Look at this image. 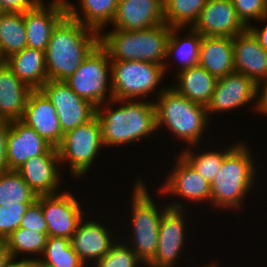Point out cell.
<instances>
[{"mask_svg": "<svg viewBox=\"0 0 267 267\" xmlns=\"http://www.w3.org/2000/svg\"><path fill=\"white\" fill-rule=\"evenodd\" d=\"M6 64V58L3 56L0 49V67Z\"/></svg>", "mask_w": 267, "mask_h": 267, "instance_id": "obj_46", "label": "cell"}, {"mask_svg": "<svg viewBox=\"0 0 267 267\" xmlns=\"http://www.w3.org/2000/svg\"><path fill=\"white\" fill-rule=\"evenodd\" d=\"M65 82L79 97L96 107L111 101V60L107 51L98 44Z\"/></svg>", "mask_w": 267, "mask_h": 267, "instance_id": "obj_7", "label": "cell"}, {"mask_svg": "<svg viewBox=\"0 0 267 267\" xmlns=\"http://www.w3.org/2000/svg\"><path fill=\"white\" fill-rule=\"evenodd\" d=\"M231 144L230 147H227L221 151H202L200 153H194L193 146L187 147L179 154L191 165V167L197 171L205 180L210 184L213 182L215 176L220 170V167L223 163L225 156L237 145Z\"/></svg>", "mask_w": 267, "mask_h": 267, "instance_id": "obj_33", "label": "cell"}, {"mask_svg": "<svg viewBox=\"0 0 267 267\" xmlns=\"http://www.w3.org/2000/svg\"><path fill=\"white\" fill-rule=\"evenodd\" d=\"M66 15L64 0L37 2L31 9L24 12L27 47L45 51L52 30Z\"/></svg>", "mask_w": 267, "mask_h": 267, "instance_id": "obj_16", "label": "cell"}, {"mask_svg": "<svg viewBox=\"0 0 267 267\" xmlns=\"http://www.w3.org/2000/svg\"><path fill=\"white\" fill-rule=\"evenodd\" d=\"M159 90L154 102L156 129L164 125L174 137L188 143L187 147L200 145L211 119L206 106L190 101L170 86Z\"/></svg>", "mask_w": 267, "mask_h": 267, "instance_id": "obj_4", "label": "cell"}, {"mask_svg": "<svg viewBox=\"0 0 267 267\" xmlns=\"http://www.w3.org/2000/svg\"><path fill=\"white\" fill-rule=\"evenodd\" d=\"M19 227L47 234V224L42 211V195L29 206Z\"/></svg>", "mask_w": 267, "mask_h": 267, "instance_id": "obj_38", "label": "cell"}, {"mask_svg": "<svg viewBox=\"0 0 267 267\" xmlns=\"http://www.w3.org/2000/svg\"><path fill=\"white\" fill-rule=\"evenodd\" d=\"M27 47L24 13L0 12V49L3 56L20 52Z\"/></svg>", "mask_w": 267, "mask_h": 267, "instance_id": "obj_29", "label": "cell"}, {"mask_svg": "<svg viewBox=\"0 0 267 267\" xmlns=\"http://www.w3.org/2000/svg\"><path fill=\"white\" fill-rule=\"evenodd\" d=\"M58 149L52 147L46 154L28 159L16 171L37 196L59 193L61 183Z\"/></svg>", "mask_w": 267, "mask_h": 267, "instance_id": "obj_18", "label": "cell"}, {"mask_svg": "<svg viewBox=\"0 0 267 267\" xmlns=\"http://www.w3.org/2000/svg\"><path fill=\"white\" fill-rule=\"evenodd\" d=\"M247 29L253 34L257 39L258 43L267 51V24L263 28L255 27L249 25Z\"/></svg>", "mask_w": 267, "mask_h": 267, "instance_id": "obj_42", "label": "cell"}, {"mask_svg": "<svg viewBox=\"0 0 267 267\" xmlns=\"http://www.w3.org/2000/svg\"><path fill=\"white\" fill-rule=\"evenodd\" d=\"M171 27L166 23L144 29L124 31L112 29L99 34V44L107 51L111 61L138 60L169 68L166 62L167 42Z\"/></svg>", "mask_w": 267, "mask_h": 267, "instance_id": "obj_5", "label": "cell"}, {"mask_svg": "<svg viewBox=\"0 0 267 267\" xmlns=\"http://www.w3.org/2000/svg\"><path fill=\"white\" fill-rule=\"evenodd\" d=\"M233 60L234 71L257 85L267 82V51L248 29L233 37Z\"/></svg>", "mask_w": 267, "mask_h": 267, "instance_id": "obj_21", "label": "cell"}, {"mask_svg": "<svg viewBox=\"0 0 267 267\" xmlns=\"http://www.w3.org/2000/svg\"><path fill=\"white\" fill-rule=\"evenodd\" d=\"M33 203H20V205L0 206V242L5 239L20 226L24 214Z\"/></svg>", "mask_w": 267, "mask_h": 267, "instance_id": "obj_36", "label": "cell"}, {"mask_svg": "<svg viewBox=\"0 0 267 267\" xmlns=\"http://www.w3.org/2000/svg\"><path fill=\"white\" fill-rule=\"evenodd\" d=\"M4 267H33V261L28 257H23L21 260L11 258Z\"/></svg>", "mask_w": 267, "mask_h": 267, "instance_id": "obj_43", "label": "cell"}, {"mask_svg": "<svg viewBox=\"0 0 267 267\" xmlns=\"http://www.w3.org/2000/svg\"><path fill=\"white\" fill-rule=\"evenodd\" d=\"M238 17L248 27L253 20L267 22V0H231Z\"/></svg>", "mask_w": 267, "mask_h": 267, "instance_id": "obj_37", "label": "cell"}, {"mask_svg": "<svg viewBox=\"0 0 267 267\" xmlns=\"http://www.w3.org/2000/svg\"><path fill=\"white\" fill-rule=\"evenodd\" d=\"M32 91L7 64L0 67V115L7 122L21 120Z\"/></svg>", "mask_w": 267, "mask_h": 267, "instance_id": "obj_23", "label": "cell"}, {"mask_svg": "<svg viewBox=\"0 0 267 267\" xmlns=\"http://www.w3.org/2000/svg\"><path fill=\"white\" fill-rule=\"evenodd\" d=\"M81 206L76 196L69 191L42 195V211L48 236L70 239L80 222L85 219Z\"/></svg>", "mask_w": 267, "mask_h": 267, "instance_id": "obj_13", "label": "cell"}, {"mask_svg": "<svg viewBox=\"0 0 267 267\" xmlns=\"http://www.w3.org/2000/svg\"><path fill=\"white\" fill-rule=\"evenodd\" d=\"M165 23L163 0H118L113 28L144 30Z\"/></svg>", "mask_w": 267, "mask_h": 267, "instance_id": "obj_19", "label": "cell"}, {"mask_svg": "<svg viewBox=\"0 0 267 267\" xmlns=\"http://www.w3.org/2000/svg\"><path fill=\"white\" fill-rule=\"evenodd\" d=\"M47 238L48 234L19 227L5 239L4 243L12 258H18L21 253L28 256L34 254L35 257L38 255L37 258H33L32 255V261H35L41 257Z\"/></svg>", "mask_w": 267, "mask_h": 267, "instance_id": "obj_32", "label": "cell"}, {"mask_svg": "<svg viewBox=\"0 0 267 267\" xmlns=\"http://www.w3.org/2000/svg\"><path fill=\"white\" fill-rule=\"evenodd\" d=\"M38 196L16 170L0 174V206L34 203Z\"/></svg>", "mask_w": 267, "mask_h": 267, "instance_id": "obj_30", "label": "cell"}, {"mask_svg": "<svg viewBox=\"0 0 267 267\" xmlns=\"http://www.w3.org/2000/svg\"><path fill=\"white\" fill-rule=\"evenodd\" d=\"M11 128V121L0 128V174L9 171L7 163V138Z\"/></svg>", "mask_w": 267, "mask_h": 267, "instance_id": "obj_40", "label": "cell"}, {"mask_svg": "<svg viewBox=\"0 0 267 267\" xmlns=\"http://www.w3.org/2000/svg\"><path fill=\"white\" fill-rule=\"evenodd\" d=\"M116 103L121 105L113 109ZM96 116L101 126L104 147L138 142L157 131L155 105L151 101L112 99L97 107Z\"/></svg>", "mask_w": 267, "mask_h": 267, "instance_id": "obj_1", "label": "cell"}, {"mask_svg": "<svg viewBox=\"0 0 267 267\" xmlns=\"http://www.w3.org/2000/svg\"><path fill=\"white\" fill-rule=\"evenodd\" d=\"M258 97V107L256 111L267 116V82L258 85Z\"/></svg>", "mask_w": 267, "mask_h": 267, "instance_id": "obj_41", "label": "cell"}, {"mask_svg": "<svg viewBox=\"0 0 267 267\" xmlns=\"http://www.w3.org/2000/svg\"><path fill=\"white\" fill-rule=\"evenodd\" d=\"M143 178L136 179L133 194L130 195L132 230L129 247L137 254V257L147 265L155 256L158 246V230L162 214L169 208L164 205L158 207L150 197V191L146 188ZM160 208V209H159ZM132 243V244H131Z\"/></svg>", "mask_w": 267, "mask_h": 267, "instance_id": "obj_6", "label": "cell"}, {"mask_svg": "<svg viewBox=\"0 0 267 267\" xmlns=\"http://www.w3.org/2000/svg\"><path fill=\"white\" fill-rule=\"evenodd\" d=\"M33 267H50V266L40 263L38 260H35L33 261Z\"/></svg>", "mask_w": 267, "mask_h": 267, "instance_id": "obj_45", "label": "cell"}, {"mask_svg": "<svg viewBox=\"0 0 267 267\" xmlns=\"http://www.w3.org/2000/svg\"><path fill=\"white\" fill-rule=\"evenodd\" d=\"M64 3L66 15L101 34L103 28L112 23L118 0H79L81 13L72 2L64 0Z\"/></svg>", "mask_w": 267, "mask_h": 267, "instance_id": "obj_27", "label": "cell"}, {"mask_svg": "<svg viewBox=\"0 0 267 267\" xmlns=\"http://www.w3.org/2000/svg\"><path fill=\"white\" fill-rule=\"evenodd\" d=\"M102 147L104 144L101 126L95 116L89 122L64 134L61 144L57 147L60 164L69 163L70 175L82 179L92 164L94 165Z\"/></svg>", "mask_w": 267, "mask_h": 267, "instance_id": "obj_9", "label": "cell"}, {"mask_svg": "<svg viewBox=\"0 0 267 267\" xmlns=\"http://www.w3.org/2000/svg\"><path fill=\"white\" fill-rule=\"evenodd\" d=\"M117 240L114 243L109 252L97 260L93 267H142L145 265L138 257L137 254L127 244ZM140 265V266H139Z\"/></svg>", "mask_w": 267, "mask_h": 267, "instance_id": "obj_35", "label": "cell"}, {"mask_svg": "<svg viewBox=\"0 0 267 267\" xmlns=\"http://www.w3.org/2000/svg\"><path fill=\"white\" fill-rule=\"evenodd\" d=\"M201 267H220V266L217 264V262L216 263L212 262L210 264H206V266H201Z\"/></svg>", "mask_w": 267, "mask_h": 267, "instance_id": "obj_48", "label": "cell"}, {"mask_svg": "<svg viewBox=\"0 0 267 267\" xmlns=\"http://www.w3.org/2000/svg\"><path fill=\"white\" fill-rule=\"evenodd\" d=\"M39 90L55 107L63 134L96 116L97 107L79 97L65 80H47Z\"/></svg>", "mask_w": 267, "mask_h": 267, "instance_id": "obj_11", "label": "cell"}, {"mask_svg": "<svg viewBox=\"0 0 267 267\" xmlns=\"http://www.w3.org/2000/svg\"><path fill=\"white\" fill-rule=\"evenodd\" d=\"M37 3L36 0H0V12L24 13Z\"/></svg>", "mask_w": 267, "mask_h": 267, "instance_id": "obj_39", "label": "cell"}, {"mask_svg": "<svg viewBox=\"0 0 267 267\" xmlns=\"http://www.w3.org/2000/svg\"><path fill=\"white\" fill-rule=\"evenodd\" d=\"M38 261L50 267H87L70 245V239L47 238L44 251Z\"/></svg>", "mask_w": 267, "mask_h": 267, "instance_id": "obj_34", "label": "cell"}, {"mask_svg": "<svg viewBox=\"0 0 267 267\" xmlns=\"http://www.w3.org/2000/svg\"><path fill=\"white\" fill-rule=\"evenodd\" d=\"M176 75L178 82L172 88L194 103L208 104L218 78L199 65L182 69Z\"/></svg>", "mask_w": 267, "mask_h": 267, "instance_id": "obj_26", "label": "cell"}, {"mask_svg": "<svg viewBox=\"0 0 267 267\" xmlns=\"http://www.w3.org/2000/svg\"><path fill=\"white\" fill-rule=\"evenodd\" d=\"M245 142L225 156L219 172L211 183V206L219 210L237 209L249 194L257 179V164Z\"/></svg>", "mask_w": 267, "mask_h": 267, "instance_id": "obj_3", "label": "cell"}, {"mask_svg": "<svg viewBox=\"0 0 267 267\" xmlns=\"http://www.w3.org/2000/svg\"><path fill=\"white\" fill-rule=\"evenodd\" d=\"M91 216L83 219L70 238V245L86 266L94 264L105 256L118 237L104 224L92 220ZM116 238V239H115ZM91 262V264H90Z\"/></svg>", "mask_w": 267, "mask_h": 267, "instance_id": "obj_17", "label": "cell"}, {"mask_svg": "<svg viewBox=\"0 0 267 267\" xmlns=\"http://www.w3.org/2000/svg\"><path fill=\"white\" fill-rule=\"evenodd\" d=\"M184 28H171V32L167 42L166 59L168 60L174 55L178 57L180 62L177 71L185 68L198 65L199 62V48L202 39V35L195 31L192 27L186 29L188 33L184 37H179V30L183 31ZM184 38V39H183Z\"/></svg>", "mask_w": 267, "mask_h": 267, "instance_id": "obj_28", "label": "cell"}, {"mask_svg": "<svg viewBox=\"0 0 267 267\" xmlns=\"http://www.w3.org/2000/svg\"><path fill=\"white\" fill-rule=\"evenodd\" d=\"M169 208L162 214L158 230V246L153 259L147 267H174L184 251L186 240L185 205L182 202H170ZM184 210V211H183ZM183 249V250H182Z\"/></svg>", "mask_w": 267, "mask_h": 267, "instance_id": "obj_10", "label": "cell"}, {"mask_svg": "<svg viewBox=\"0 0 267 267\" xmlns=\"http://www.w3.org/2000/svg\"><path fill=\"white\" fill-rule=\"evenodd\" d=\"M6 64L32 90H39L48 80L45 51L25 47L9 56Z\"/></svg>", "mask_w": 267, "mask_h": 267, "instance_id": "obj_25", "label": "cell"}, {"mask_svg": "<svg viewBox=\"0 0 267 267\" xmlns=\"http://www.w3.org/2000/svg\"><path fill=\"white\" fill-rule=\"evenodd\" d=\"M165 75L164 66L160 64L138 60L111 61L113 99L146 100Z\"/></svg>", "mask_w": 267, "mask_h": 267, "instance_id": "obj_8", "label": "cell"}, {"mask_svg": "<svg viewBox=\"0 0 267 267\" xmlns=\"http://www.w3.org/2000/svg\"><path fill=\"white\" fill-rule=\"evenodd\" d=\"M207 0H163L165 23L171 28L193 27Z\"/></svg>", "mask_w": 267, "mask_h": 267, "instance_id": "obj_31", "label": "cell"}, {"mask_svg": "<svg viewBox=\"0 0 267 267\" xmlns=\"http://www.w3.org/2000/svg\"><path fill=\"white\" fill-rule=\"evenodd\" d=\"M10 252L8 251L4 242H0V267H4L11 259Z\"/></svg>", "mask_w": 267, "mask_h": 267, "instance_id": "obj_44", "label": "cell"}, {"mask_svg": "<svg viewBox=\"0 0 267 267\" xmlns=\"http://www.w3.org/2000/svg\"><path fill=\"white\" fill-rule=\"evenodd\" d=\"M166 181L159 187L160 194L164 196H178L190 202H206L211 204V184L205 180L191 165L180 155L176 156Z\"/></svg>", "mask_w": 267, "mask_h": 267, "instance_id": "obj_14", "label": "cell"}, {"mask_svg": "<svg viewBox=\"0 0 267 267\" xmlns=\"http://www.w3.org/2000/svg\"><path fill=\"white\" fill-rule=\"evenodd\" d=\"M198 65L216 78L234 72L233 38L203 36Z\"/></svg>", "mask_w": 267, "mask_h": 267, "instance_id": "obj_24", "label": "cell"}, {"mask_svg": "<svg viewBox=\"0 0 267 267\" xmlns=\"http://www.w3.org/2000/svg\"><path fill=\"white\" fill-rule=\"evenodd\" d=\"M53 146L21 120L11 121L7 138L9 170L19 169L28 159L46 154Z\"/></svg>", "mask_w": 267, "mask_h": 267, "instance_id": "obj_22", "label": "cell"}, {"mask_svg": "<svg viewBox=\"0 0 267 267\" xmlns=\"http://www.w3.org/2000/svg\"><path fill=\"white\" fill-rule=\"evenodd\" d=\"M21 121L53 147L61 144L64 134L55 107L40 90L30 93Z\"/></svg>", "mask_w": 267, "mask_h": 267, "instance_id": "obj_20", "label": "cell"}, {"mask_svg": "<svg viewBox=\"0 0 267 267\" xmlns=\"http://www.w3.org/2000/svg\"><path fill=\"white\" fill-rule=\"evenodd\" d=\"M257 98L258 85L249 77L234 71L218 78L215 90L206 105V111L208 116L211 117V113H224L228 110L245 107V104L248 103L253 104V102L252 107L257 110Z\"/></svg>", "mask_w": 267, "mask_h": 267, "instance_id": "obj_12", "label": "cell"}, {"mask_svg": "<svg viewBox=\"0 0 267 267\" xmlns=\"http://www.w3.org/2000/svg\"><path fill=\"white\" fill-rule=\"evenodd\" d=\"M7 123V120H5L1 115H0V128L3 127Z\"/></svg>", "mask_w": 267, "mask_h": 267, "instance_id": "obj_47", "label": "cell"}, {"mask_svg": "<svg viewBox=\"0 0 267 267\" xmlns=\"http://www.w3.org/2000/svg\"><path fill=\"white\" fill-rule=\"evenodd\" d=\"M192 28L202 36L229 38L247 30L231 0H207Z\"/></svg>", "mask_w": 267, "mask_h": 267, "instance_id": "obj_15", "label": "cell"}, {"mask_svg": "<svg viewBox=\"0 0 267 267\" xmlns=\"http://www.w3.org/2000/svg\"><path fill=\"white\" fill-rule=\"evenodd\" d=\"M99 44V33L65 15L54 27L45 50L48 80H65Z\"/></svg>", "mask_w": 267, "mask_h": 267, "instance_id": "obj_2", "label": "cell"}]
</instances>
